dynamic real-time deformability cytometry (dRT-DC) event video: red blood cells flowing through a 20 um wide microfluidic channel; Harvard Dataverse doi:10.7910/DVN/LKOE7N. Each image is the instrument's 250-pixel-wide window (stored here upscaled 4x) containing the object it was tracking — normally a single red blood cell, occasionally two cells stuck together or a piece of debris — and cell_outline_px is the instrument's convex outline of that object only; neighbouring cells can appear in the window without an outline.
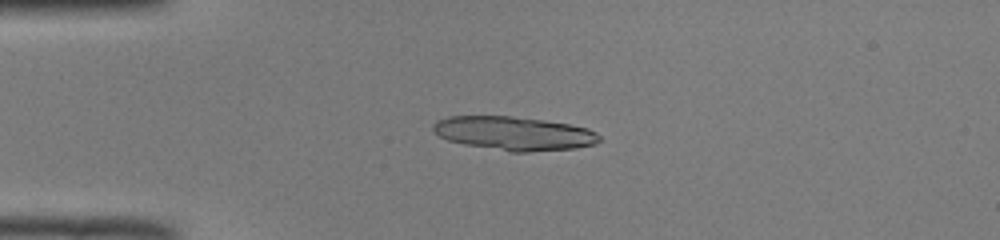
{"species": "common noctule bat (a hibernating species)", "species_latin": "Nyctalus noctula", "temperature_condition": "room temperature", "stored_images_in_passage": 39, "segment_of_instrument_passage": [1, 2], "camera_frame_rate_fps": 3000, "um_per_image_px": 0.085, "animal": {"sex": "male", "body_mass_g": 19.0, "forearm_length_mm": 50.8}, "frame": {"image": 1, "passage_image": 1, "time_ms": 0.0, "image_size_px": [1000, 240], "cell_outline_px": [[600, 140], [596, 144], [576, 148], [528, 152], [508, 152], [464, 144], [448, 140], [440, 136], [432, 128], [432, 124], [436, 120], [448, 116], [512, 116], [544, 120], [568, 124], [588, 128], [596, 132], [600, 136]], "centroid_in_image_um": [43.69, 11.34], "position_along_channel_um": 41.3, "area_um2": 32.83}}